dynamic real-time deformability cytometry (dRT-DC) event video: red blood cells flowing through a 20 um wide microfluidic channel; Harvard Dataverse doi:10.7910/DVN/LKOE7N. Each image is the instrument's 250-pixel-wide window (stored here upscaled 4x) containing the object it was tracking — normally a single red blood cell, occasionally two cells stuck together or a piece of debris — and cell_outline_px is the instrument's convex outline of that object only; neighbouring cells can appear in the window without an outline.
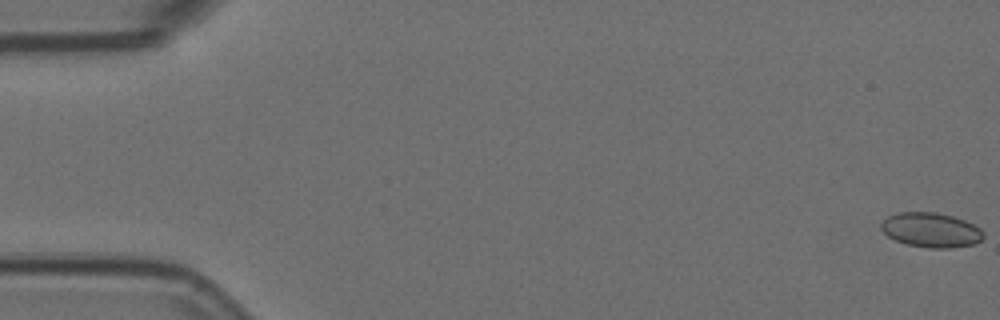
{"species": "Egyptian fruit bat (a non-hibernating species)", "species_latin": "Rousettus aegyptiacus", "temperature_condition": "room temperature", "stored_images_in_passage": 6, "camera_frame_rate_fps": 3000, "um_per_image_px": 0.085, "animal": {"sex": "female"}, "frame": {"image": 1, "passage_image": 1, "time_ms": 0.0, "image_size_px": [1000, 320], "cell_outline_px": [[984, 236], [976, 244], [952, 248], [928, 248], [908, 244], [896, 240], [888, 236], [880, 228], [880, 224], [888, 216], [896, 212], [936, 212], [952, 216], [964, 220], [980, 228], [984, 232]], "centroid_in_image_um": [79.14, 19.55], "position_along_channel_um": 5.9, "area_um2": 20.69}}
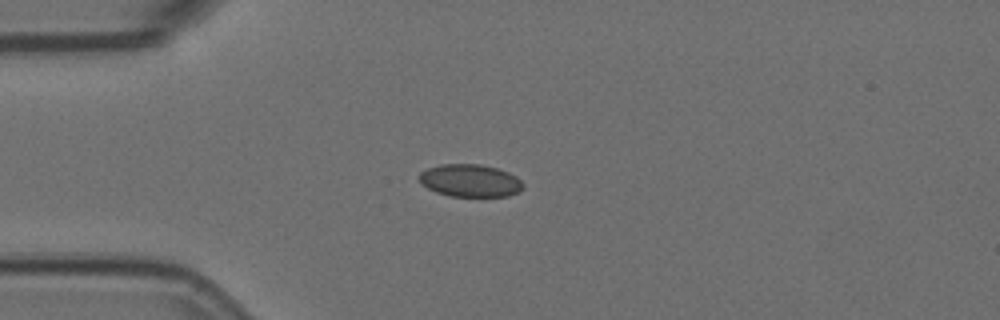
{"frame": {"image": 2, "passage_image": 5, "time_ms": 1.333, "image_size_px": [1000, 320], "cell_outline_px": [[524, 188], [520, 192], [508, 196], [448, 196], [436, 192], [420, 184], [416, 176], [420, 172], [428, 168], [440, 164], [480, 164], [496, 168], [508, 172], [516, 176], [524, 184]], "centroid_in_image_um": [39.94, 15.35], "position_along_channel_um": 45.1, "area_um2": 20.0}}